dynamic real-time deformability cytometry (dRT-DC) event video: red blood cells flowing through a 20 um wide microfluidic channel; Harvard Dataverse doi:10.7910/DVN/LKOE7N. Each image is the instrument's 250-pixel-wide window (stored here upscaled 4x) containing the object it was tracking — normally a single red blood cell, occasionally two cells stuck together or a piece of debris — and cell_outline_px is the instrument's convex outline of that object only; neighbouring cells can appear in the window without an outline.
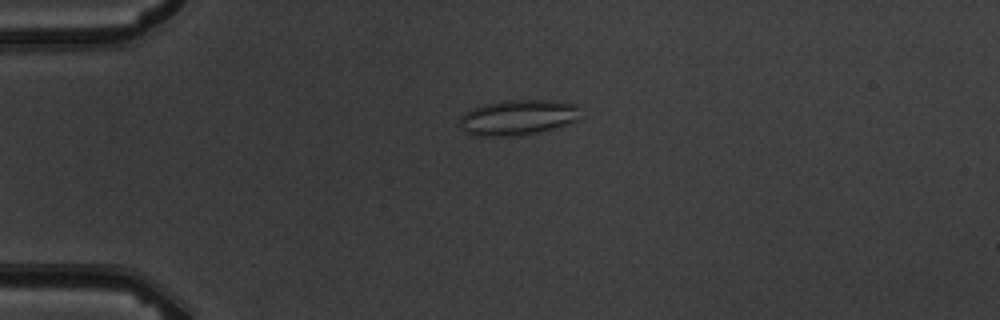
{"species": "common noctule bat (a hibernating species)", "species_latin": "Nyctalus noctula", "temperature_condition": "warm", "stored_images_in_passage": 5, "camera_frame_rate_fps": 3000, "um_per_image_px": 0.085, "animal": {"sex": "male", "body_mass_g": 19.5, "forearm_length_mm": 54.6}, "frame": {"image": 1, "passage_image": 4, "time_ms": 3.333, "image_size_px": [1000, 320], "cell_outline_px": [[580, 120], [556, 128], [540, 132], [508, 136], [472, 136], [464, 132], [460, 128], [460, 116], [464, 112], [472, 108], [484, 104], [504, 100], [552, 100], [580, 104]], "centroid_in_image_um": [44.04, 9.98], "position_along_channel_um": 41.0, "area_um2": 25.49}}